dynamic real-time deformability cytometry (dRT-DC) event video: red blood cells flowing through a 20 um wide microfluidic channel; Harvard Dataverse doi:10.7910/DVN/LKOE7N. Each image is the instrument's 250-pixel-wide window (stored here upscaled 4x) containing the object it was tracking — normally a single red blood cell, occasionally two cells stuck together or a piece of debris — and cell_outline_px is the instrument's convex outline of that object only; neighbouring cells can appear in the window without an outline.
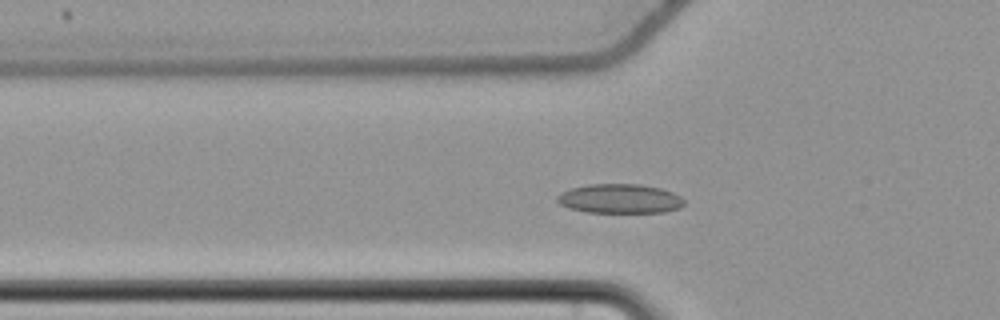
{"species": "common noctule bat (a hibernating species)", "species_latin": "Nyctalus noctula", "temperature_condition": "cold", "stored_images_in_passage": 50, "camera_frame_rate_fps": 3000, "um_per_image_px": 0.085, "animal": {"sex": "female", "body_mass_g": 22.7, "forearm_length_mm": 54.2}, "frame": {"image": 1, "passage_image": 12, "time_ms": 3.667, "image_size_px": [1000, 320], "cell_outline_px": [[684, 204], [680, 208], [664, 212], [588, 212], [568, 208], [560, 204], [556, 200], [556, 196], [560, 192], [572, 188], [588, 184], [640, 184], [660, 188], [672, 192], [680, 196], [684, 200]], "centroid_in_image_um": [52.67, 16.88], "position_along_channel_um": 73.1, "area_um2": 21.73}}
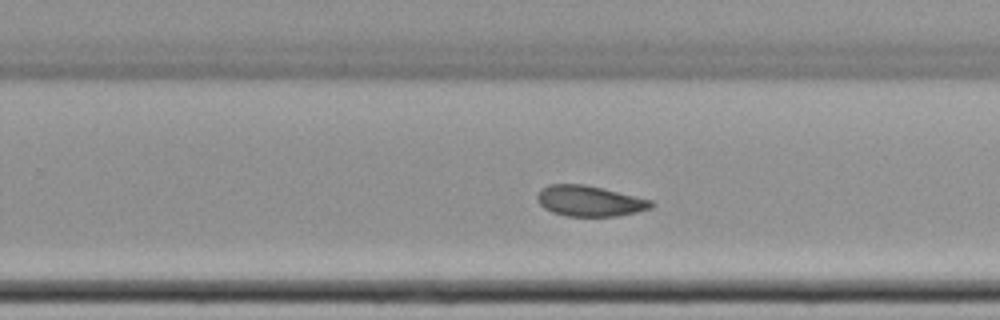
{"frame": {"image": 2, "passage_image": 29, "time_ms": 9.333, "image_size_px": [1000, 320], "cell_outline_px": [[656, 204], [652, 208], [636, 212], [616, 216], [564, 216], [552, 212], [544, 208], [540, 204], [536, 196], [540, 188], [548, 184], [584, 184], [652, 200]], "centroid_in_image_um": [50.09, 17.08], "position_along_channel_um": 279.7, "area_um2": 20.4}}
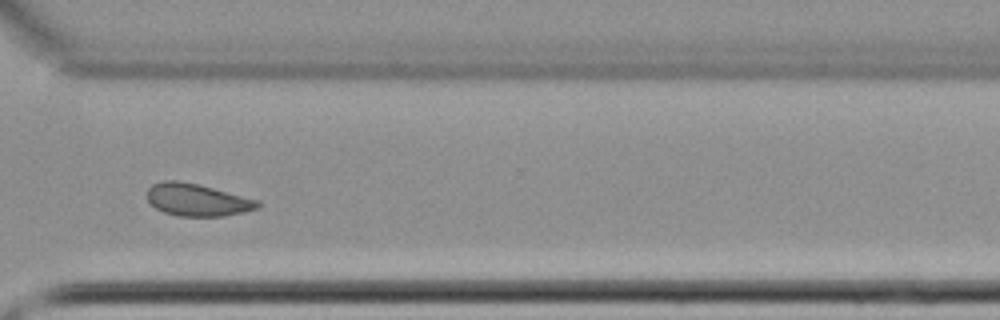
{"frame": {"image": 3, "passage_image": 35, "time_ms": 11.333, "image_size_px": [1000, 320], "cell_outline_px": [[260, 208], [244, 212], [224, 216], [180, 216], [164, 212], [156, 208], [148, 200], [148, 188], [152, 184], [164, 180], [176, 180], [196, 184], [260, 200]], "centroid_in_image_um": [16.79, 16.99], "position_along_channel_um": 353.8, "area_um2": 20.69}}